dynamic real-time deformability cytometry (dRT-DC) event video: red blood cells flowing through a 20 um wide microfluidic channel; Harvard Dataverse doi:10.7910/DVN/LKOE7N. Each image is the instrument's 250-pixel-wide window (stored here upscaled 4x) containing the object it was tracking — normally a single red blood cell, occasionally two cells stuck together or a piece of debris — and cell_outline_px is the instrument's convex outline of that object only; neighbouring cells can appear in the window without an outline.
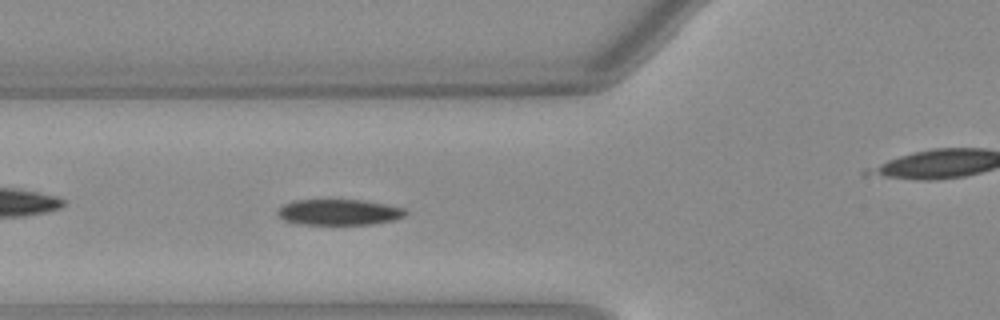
{"species": "Egyptian fruit bat (a non-hibernating species)", "species_latin": "Rousettus aegyptiacus", "temperature_condition": "warm", "stored_images_in_passage": 46, "camera_frame_rate_fps": 3000, "um_per_image_px": 0.085, "animal": {"sex": "female"}, "frame": {"image": 1, "passage_image": 13, "time_ms": 4.0, "image_size_px": [1000, 320], "cell_outline_px": [[408, 212], [404, 216], [396, 220], [372, 224], [300, 224], [284, 220], [276, 212], [284, 204], [292, 200], [364, 200], [388, 204], [404, 208]], "centroid_in_image_um": [28.86, 18.03], "position_along_channel_um": 96.9, "area_um2": 19.31}}
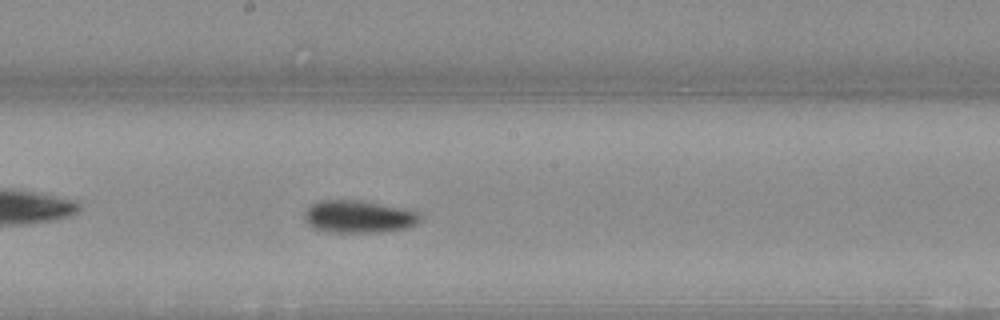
{"frame": {"image": 2, "passage_image": 22, "time_ms": 7.0, "image_size_px": [1000, 320], "cell_outline_px": [[420, 220], [416, 224], [408, 228], [384, 232], [324, 232], [312, 228], [304, 220], [304, 212], [312, 204], [320, 200], [360, 200], [400, 208], [416, 212], [420, 216]], "centroid_in_image_um": [30.43, 18.43], "position_along_channel_um": 217.8, "area_um2": 21.91}}
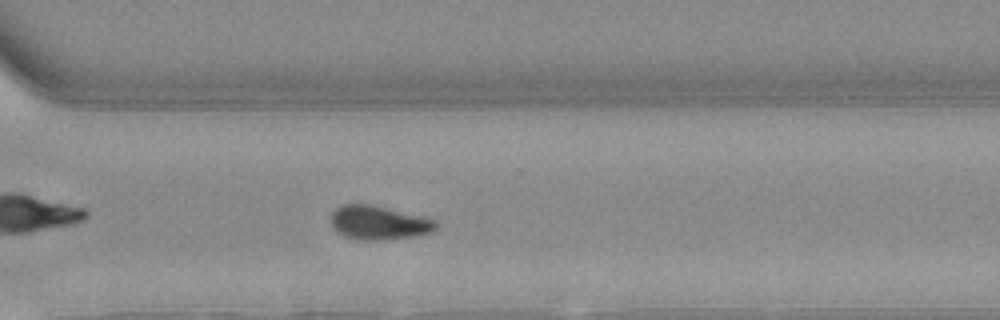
{"frame": {"image": 3, "passage_image": 31, "time_ms": 10.0, "image_size_px": [1000, 320], "cell_outline_px": [[436, 228], [432, 232], [420, 236], [384, 240], [364, 240], [344, 236], [336, 232], [332, 228], [332, 212], [340, 204], [372, 204], [436, 220]], "centroid_in_image_um": [32.19, 18.94], "position_along_channel_um": 338.4, "area_um2": 20.87}, "authors_computed_cell_mechanics": {"area_um2": 19.9121, "velocity_mm_per_s": 4.0256, "shape_relaxation_time_tau1_ms": 3.866, "shape_relaxation_time_tau2_ms": 7.2843, "deformation_change_tau1": 0.1721, "deformation_change_tau2": 0.1087}}